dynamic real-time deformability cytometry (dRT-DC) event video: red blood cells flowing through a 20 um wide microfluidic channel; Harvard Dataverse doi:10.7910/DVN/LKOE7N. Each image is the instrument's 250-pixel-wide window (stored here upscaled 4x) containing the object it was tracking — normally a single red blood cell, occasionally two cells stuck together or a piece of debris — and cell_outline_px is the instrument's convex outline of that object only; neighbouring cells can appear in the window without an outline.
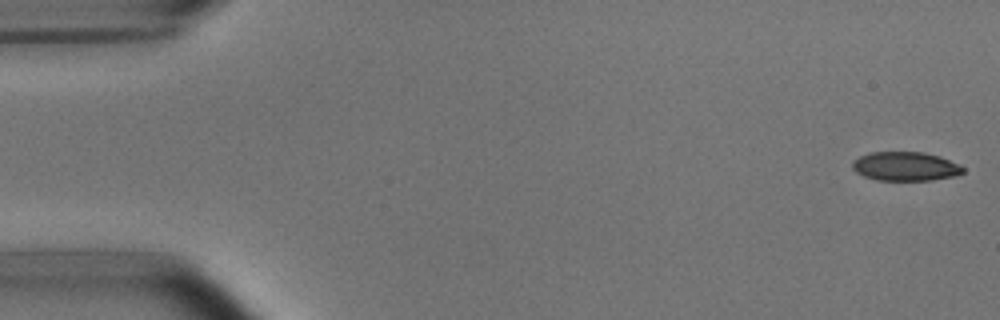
{"species": "common noctule bat (a hibernating species)", "species_latin": "Nyctalus noctula", "temperature_condition": "room temperature", "stored_images_in_passage": 13, "camera_frame_rate_fps": 3000, "um_per_image_px": 0.085, "animal": {"sex": "male", "body_mass_g": 15.6}, "frame": {"image": 1, "passage_image": 1, "time_ms": 0.0, "image_size_px": [1000, 320], "cell_outline_px": [[964, 172], [952, 176], [932, 180], [876, 180], [864, 176], [856, 172], [852, 168], [852, 160], [860, 156], [872, 152], [924, 152], [940, 156], [960, 164], [964, 168]], "centroid_in_image_um": [76.95, 14.13], "position_along_channel_um": 8.0, "area_um2": 18.73}}
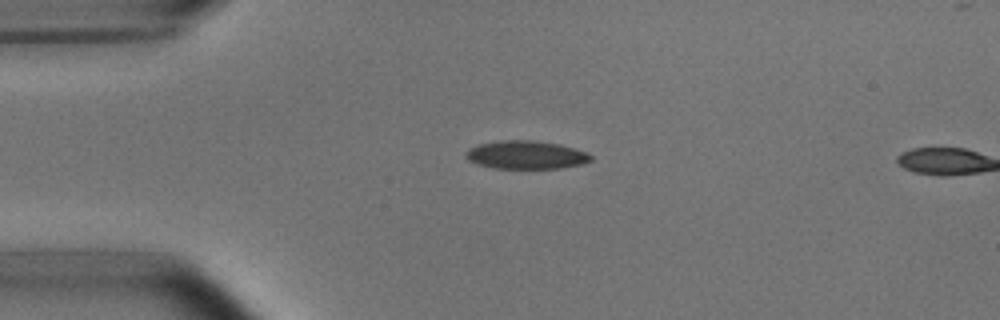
{"frame": {"image": 2, "passage_image": 12, "time_ms": 3.667, "image_size_px": [1000, 320], "cell_outline_px": [[592, 160], [584, 164], [560, 168], [492, 168], [468, 160], [464, 156], [464, 152], [476, 144], [500, 140], [536, 140], [560, 144], [576, 148], [588, 152], [592, 156]], "centroid_in_image_um": [44.73, 13.15], "position_along_channel_um": 40.3, "area_um2": 20.87}}